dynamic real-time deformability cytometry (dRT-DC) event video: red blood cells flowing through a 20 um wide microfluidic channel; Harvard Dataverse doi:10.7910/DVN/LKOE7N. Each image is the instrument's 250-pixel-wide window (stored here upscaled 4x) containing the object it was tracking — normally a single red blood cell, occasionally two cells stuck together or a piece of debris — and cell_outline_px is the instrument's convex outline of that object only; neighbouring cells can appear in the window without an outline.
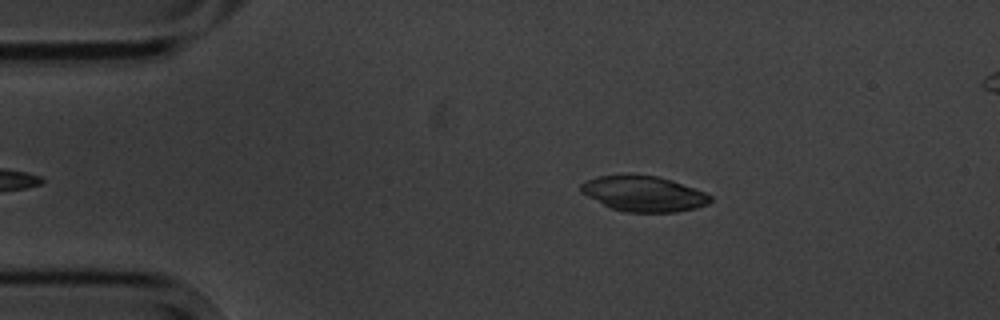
{"species": "common noctule bat (a hibernating species)", "species_latin": "Nyctalus noctula", "temperature_condition": "cold", "stored_images_in_passage": 6, "segment_of_instrument_passage": [2, 2], "camera_frame_rate_fps": 3000, "um_per_image_px": 0.085, "animal": {"sex": "male", "body_mass_g": 20.1, "forearm_length_mm": 53.5}, "frame": {"image": 1, "passage_image": 6, "time_ms": 6.0, "image_size_px": [1000, 320], "cell_outline_px": [[712, 200], [708, 204], [696, 208], [676, 212], [624, 212], [612, 208], [580, 192], [580, 184], [596, 176], [624, 172], [628, 172], [656, 176], [672, 180], [704, 192], [712, 196]], "centroid_in_image_um": [54.69, 16.43], "position_along_channel_um": 30.3, "area_um2": 27.17}}